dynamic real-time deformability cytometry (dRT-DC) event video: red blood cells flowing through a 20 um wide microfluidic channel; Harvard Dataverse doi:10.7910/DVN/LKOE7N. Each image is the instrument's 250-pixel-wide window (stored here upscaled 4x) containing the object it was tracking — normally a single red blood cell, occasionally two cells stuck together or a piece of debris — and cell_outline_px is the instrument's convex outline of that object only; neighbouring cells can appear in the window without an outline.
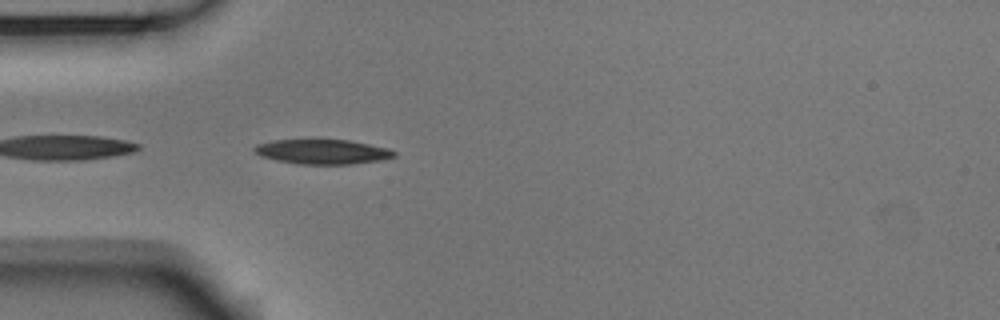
{"species": "Egyptian fruit bat (a non-hibernating species)", "species_latin": "Rousettus aegyptiacus", "temperature_condition": "room temperature", "stored_images_in_passage": 15, "camera_frame_rate_fps": 3000, "um_per_image_px": 0.085, "animal": {"sex": "male"}, "frame": {"image": 1, "passage_image": 1, "time_ms": 0.0, "image_size_px": [1000, 320], "cell_outline_px": [[396, 156], [380, 160], [352, 164], [296, 164], [276, 160], [260, 156], [252, 148], [256, 144], [272, 140], [348, 140], [388, 148], [396, 152]], "centroid_in_image_um": [27.39, 12.9], "position_along_channel_um": 57.6, "area_um2": 20.06}}
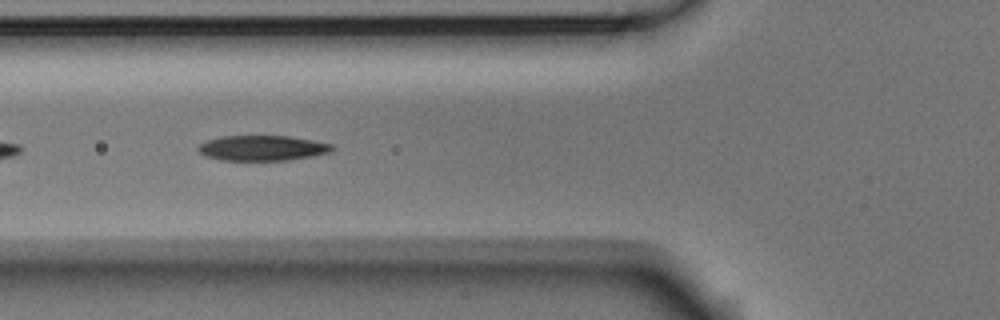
{"frame": {"image": 2, "passage_image": 5, "time_ms": 1.333, "image_size_px": [1000, 320], "cell_outline_px": [[336, 148], [328, 152], [312, 156], [288, 160], [220, 160], [204, 156], [196, 148], [200, 144], [208, 140], [220, 136], [292, 136], [332, 144]], "centroid_in_image_um": [22.28, 12.58], "position_along_channel_um": 103.5, "area_um2": 19.71}}
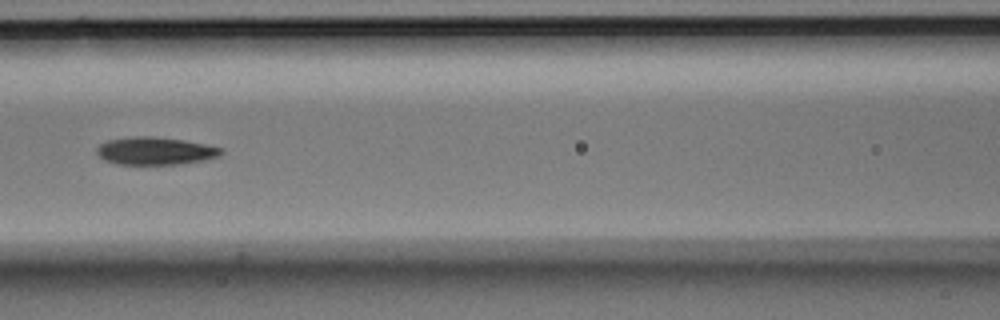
{"frame": {"image": 3, "passage_image": 9, "time_ms": 2.667, "image_size_px": [1000, 320], "cell_outline_px": [[224, 152], [220, 156], [204, 160], [180, 164], [116, 164], [104, 160], [96, 152], [96, 148], [100, 144], [108, 140], [132, 136], [152, 136], [184, 140], [224, 148]], "centroid_in_image_um": [13.21, 12.82], "position_along_channel_um": 153.4, "area_um2": 20.17}}